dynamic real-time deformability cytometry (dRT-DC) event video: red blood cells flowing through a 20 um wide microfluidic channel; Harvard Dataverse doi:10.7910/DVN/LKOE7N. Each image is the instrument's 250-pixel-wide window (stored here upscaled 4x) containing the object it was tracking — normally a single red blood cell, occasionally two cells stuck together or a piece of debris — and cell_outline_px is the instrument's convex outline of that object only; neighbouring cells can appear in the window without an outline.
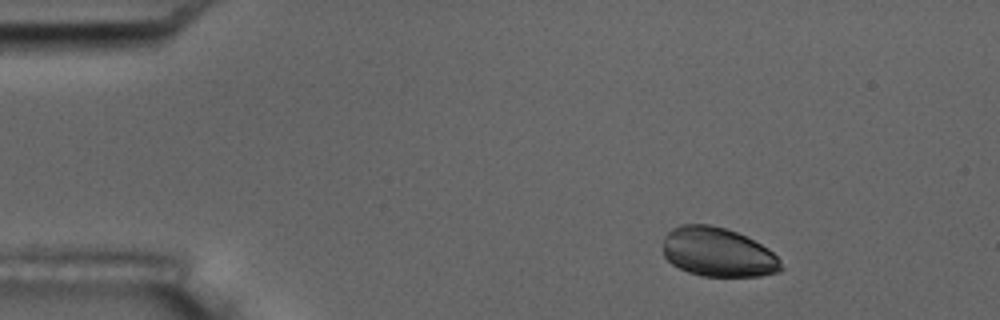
{"species": "common noctule bat (a hibernating species)", "species_latin": "Nyctalus noctula", "temperature_condition": "room temperature", "stored_images_in_passage": 10, "camera_frame_rate_fps": 3000, "um_per_image_px": 0.085, "animal": {"sex": "male", "body_mass_g": 17.5, "forearm_length_mm": 52.3}, "frame": {"image": 1, "passage_image": 1, "time_ms": 0.0, "image_size_px": [1000, 320], "cell_outline_px": [[784, 268], [780, 272], [760, 276], [700, 276], [688, 272], [672, 264], [664, 256], [664, 236], [672, 228], [680, 224], [712, 224], [736, 232], [768, 248], [780, 260]], "centroid_in_image_um": [61.02, 21.44], "position_along_channel_um": 24.0, "area_um2": 33.87}}